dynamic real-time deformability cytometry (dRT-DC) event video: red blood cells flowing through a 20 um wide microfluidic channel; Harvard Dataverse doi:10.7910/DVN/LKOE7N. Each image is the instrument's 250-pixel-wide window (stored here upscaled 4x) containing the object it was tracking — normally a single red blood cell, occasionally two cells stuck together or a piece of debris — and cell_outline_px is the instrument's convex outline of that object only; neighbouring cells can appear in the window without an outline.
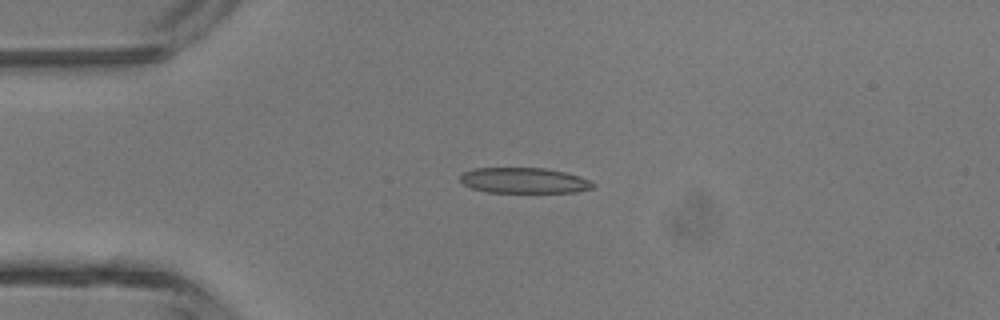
{"species": "common noctule bat (a hibernating species)", "species_latin": "Nyctalus noctula", "temperature_condition": "room temperature", "stored_images_in_passage": 2, "camera_frame_rate_fps": 3000, "um_per_image_px": 0.085, "animal": {"sex": "male", "body_mass_g": 13.3}, "frame": {"image": 1, "passage_image": 1, "time_ms": 0.0, "image_size_px": [1000, 320], "cell_outline_px": [[596, 184], [592, 188], [576, 192], [488, 192], [472, 188], [464, 184], [460, 180], [460, 176], [464, 172], [472, 168], [544, 168], [568, 172], [580, 176]], "centroid_in_image_um": [44.56, 15.33], "position_along_channel_um": 40.4, "area_um2": 19.77}}